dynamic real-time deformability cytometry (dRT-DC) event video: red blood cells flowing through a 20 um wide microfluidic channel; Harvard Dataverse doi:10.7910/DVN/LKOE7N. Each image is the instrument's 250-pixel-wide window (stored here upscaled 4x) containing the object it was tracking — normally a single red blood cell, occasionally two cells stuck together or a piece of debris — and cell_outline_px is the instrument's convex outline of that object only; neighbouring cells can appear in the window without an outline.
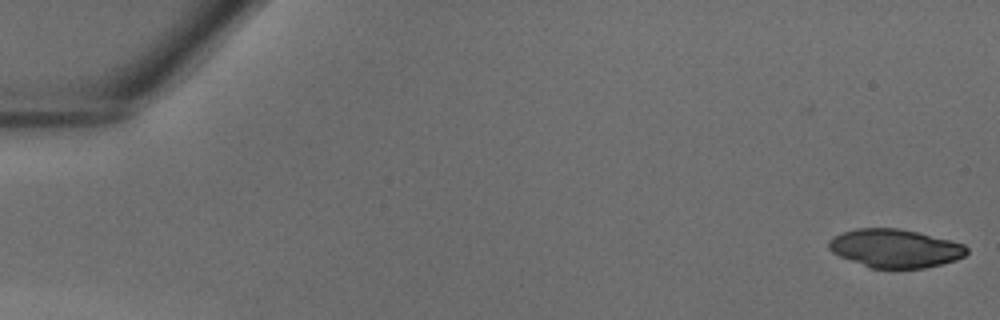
{"species": "common noctule bat (a hibernating species)", "species_latin": "Nyctalus noctula", "temperature_condition": "warm", "stored_images_in_passage": 2, "camera_frame_rate_fps": 3000, "um_per_image_px": 0.085, "animal": {"sex": "male", "body_mass_g": 18.8}, "frame": {"image": 1, "passage_image": 2, "time_ms": 0.333, "image_size_px": [1000, 320], "cell_outline_px": [[968, 252], [964, 256], [956, 260], [924, 268], [868, 268], [840, 256], [832, 252], [828, 248], [828, 240], [840, 232], [856, 228], [896, 228], [916, 232], [964, 244], [968, 248]], "centroid_in_image_um": [76.04, 21.11], "position_along_channel_um": 9.0, "area_um2": 30.81}}